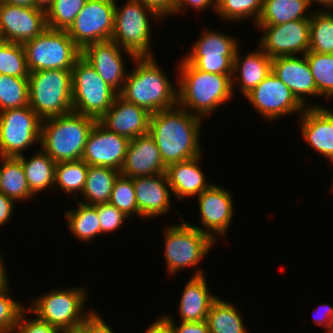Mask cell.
Returning <instances> with one entry per match:
<instances>
[{
  "label": "cell",
  "mask_w": 333,
  "mask_h": 333,
  "mask_svg": "<svg viewBox=\"0 0 333 333\" xmlns=\"http://www.w3.org/2000/svg\"><path fill=\"white\" fill-rule=\"evenodd\" d=\"M202 121V118L178 105L151 114L148 133L154 139L166 167L203 155L199 140Z\"/></svg>",
  "instance_id": "1"
},
{
  "label": "cell",
  "mask_w": 333,
  "mask_h": 333,
  "mask_svg": "<svg viewBox=\"0 0 333 333\" xmlns=\"http://www.w3.org/2000/svg\"><path fill=\"white\" fill-rule=\"evenodd\" d=\"M177 66V105L181 108L204 120L232 99L233 74L204 72L184 58Z\"/></svg>",
  "instance_id": "2"
},
{
  "label": "cell",
  "mask_w": 333,
  "mask_h": 333,
  "mask_svg": "<svg viewBox=\"0 0 333 333\" xmlns=\"http://www.w3.org/2000/svg\"><path fill=\"white\" fill-rule=\"evenodd\" d=\"M133 63L119 93L122 98L151 114L177 106L178 90L154 57L135 58Z\"/></svg>",
  "instance_id": "3"
},
{
  "label": "cell",
  "mask_w": 333,
  "mask_h": 333,
  "mask_svg": "<svg viewBox=\"0 0 333 333\" xmlns=\"http://www.w3.org/2000/svg\"><path fill=\"white\" fill-rule=\"evenodd\" d=\"M96 121L74 111L43 119L39 145L56 163L80 160Z\"/></svg>",
  "instance_id": "4"
},
{
  "label": "cell",
  "mask_w": 333,
  "mask_h": 333,
  "mask_svg": "<svg viewBox=\"0 0 333 333\" xmlns=\"http://www.w3.org/2000/svg\"><path fill=\"white\" fill-rule=\"evenodd\" d=\"M119 6L115 0L114 27L111 40L123 50L132 53L136 58L155 57L150 50L151 19L161 20L155 10L138 0H126Z\"/></svg>",
  "instance_id": "5"
},
{
  "label": "cell",
  "mask_w": 333,
  "mask_h": 333,
  "mask_svg": "<svg viewBox=\"0 0 333 333\" xmlns=\"http://www.w3.org/2000/svg\"><path fill=\"white\" fill-rule=\"evenodd\" d=\"M29 106L43 120L73 111L71 70L29 73Z\"/></svg>",
  "instance_id": "6"
},
{
  "label": "cell",
  "mask_w": 333,
  "mask_h": 333,
  "mask_svg": "<svg viewBox=\"0 0 333 333\" xmlns=\"http://www.w3.org/2000/svg\"><path fill=\"white\" fill-rule=\"evenodd\" d=\"M85 288H58L46 292L30 302V313H34L39 319L46 321L51 326L64 331L78 330L83 322L93 313L84 310L87 302Z\"/></svg>",
  "instance_id": "7"
},
{
  "label": "cell",
  "mask_w": 333,
  "mask_h": 333,
  "mask_svg": "<svg viewBox=\"0 0 333 333\" xmlns=\"http://www.w3.org/2000/svg\"><path fill=\"white\" fill-rule=\"evenodd\" d=\"M180 224L169 225L164 232V255L169 275H176L185 267H197L208 255L216 241L205 232H201L178 214Z\"/></svg>",
  "instance_id": "8"
},
{
  "label": "cell",
  "mask_w": 333,
  "mask_h": 333,
  "mask_svg": "<svg viewBox=\"0 0 333 333\" xmlns=\"http://www.w3.org/2000/svg\"><path fill=\"white\" fill-rule=\"evenodd\" d=\"M73 111L97 121L110 109L118 93L80 56L71 70Z\"/></svg>",
  "instance_id": "9"
},
{
  "label": "cell",
  "mask_w": 333,
  "mask_h": 333,
  "mask_svg": "<svg viewBox=\"0 0 333 333\" xmlns=\"http://www.w3.org/2000/svg\"><path fill=\"white\" fill-rule=\"evenodd\" d=\"M29 73L38 70H72L81 49L67 31L46 28L23 44Z\"/></svg>",
  "instance_id": "10"
},
{
  "label": "cell",
  "mask_w": 333,
  "mask_h": 333,
  "mask_svg": "<svg viewBox=\"0 0 333 333\" xmlns=\"http://www.w3.org/2000/svg\"><path fill=\"white\" fill-rule=\"evenodd\" d=\"M42 119L29 105L0 112V156L18 157L37 142Z\"/></svg>",
  "instance_id": "11"
},
{
  "label": "cell",
  "mask_w": 333,
  "mask_h": 333,
  "mask_svg": "<svg viewBox=\"0 0 333 333\" xmlns=\"http://www.w3.org/2000/svg\"><path fill=\"white\" fill-rule=\"evenodd\" d=\"M239 43L223 32L206 29L183 58L197 69L214 74H233V61Z\"/></svg>",
  "instance_id": "12"
},
{
  "label": "cell",
  "mask_w": 333,
  "mask_h": 333,
  "mask_svg": "<svg viewBox=\"0 0 333 333\" xmlns=\"http://www.w3.org/2000/svg\"><path fill=\"white\" fill-rule=\"evenodd\" d=\"M114 17L115 0H86L67 33L82 50L90 43L111 40Z\"/></svg>",
  "instance_id": "13"
},
{
  "label": "cell",
  "mask_w": 333,
  "mask_h": 333,
  "mask_svg": "<svg viewBox=\"0 0 333 333\" xmlns=\"http://www.w3.org/2000/svg\"><path fill=\"white\" fill-rule=\"evenodd\" d=\"M262 31L258 46L270 58L301 56L310 47V19H301L279 25H256Z\"/></svg>",
  "instance_id": "14"
},
{
  "label": "cell",
  "mask_w": 333,
  "mask_h": 333,
  "mask_svg": "<svg viewBox=\"0 0 333 333\" xmlns=\"http://www.w3.org/2000/svg\"><path fill=\"white\" fill-rule=\"evenodd\" d=\"M245 98L265 121H276L284 115L298 112L301 115L305 109L292 91L273 72Z\"/></svg>",
  "instance_id": "15"
},
{
  "label": "cell",
  "mask_w": 333,
  "mask_h": 333,
  "mask_svg": "<svg viewBox=\"0 0 333 333\" xmlns=\"http://www.w3.org/2000/svg\"><path fill=\"white\" fill-rule=\"evenodd\" d=\"M47 28L45 7L0 4V32L4 41L20 43L34 39Z\"/></svg>",
  "instance_id": "16"
},
{
  "label": "cell",
  "mask_w": 333,
  "mask_h": 333,
  "mask_svg": "<svg viewBox=\"0 0 333 333\" xmlns=\"http://www.w3.org/2000/svg\"><path fill=\"white\" fill-rule=\"evenodd\" d=\"M197 199L202 226H192L210 235L215 241L216 237L226 236L235 213L231 192L225 187L212 184L198 195Z\"/></svg>",
  "instance_id": "17"
},
{
  "label": "cell",
  "mask_w": 333,
  "mask_h": 333,
  "mask_svg": "<svg viewBox=\"0 0 333 333\" xmlns=\"http://www.w3.org/2000/svg\"><path fill=\"white\" fill-rule=\"evenodd\" d=\"M123 51L130 56L132 61L136 58L113 40L90 43L81 50V56L118 94L122 91L128 74V70L125 68L127 65H124Z\"/></svg>",
  "instance_id": "18"
},
{
  "label": "cell",
  "mask_w": 333,
  "mask_h": 333,
  "mask_svg": "<svg viewBox=\"0 0 333 333\" xmlns=\"http://www.w3.org/2000/svg\"><path fill=\"white\" fill-rule=\"evenodd\" d=\"M130 140L107 130L98 121L90 131L82 160L89 166H103L120 171Z\"/></svg>",
  "instance_id": "19"
},
{
  "label": "cell",
  "mask_w": 333,
  "mask_h": 333,
  "mask_svg": "<svg viewBox=\"0 0 333 333\" xmlns=\"http://www.w3.org/2000/svg\"><path fill=\"white\" fill-rule=\"evenodd\" d=\"M272 72L292 91L297 100L306 107H324L319 104L312 106L306 103V96H322L310 71L305 55L277 56L272 58Z\"/></svg>",
  "instance_id": "20"
},
{
  "label": "cell",
  "mask_w": 333,
  "mask_h": 333,
  "mask_svg": "<svg viewBox=\"0 0 333 333\" xmlns=\"http://www.w3.org/2000/svg\"><path fill=\"white\" fill-rule=\"evenodd\" d=\"M150 117L151 113L118 94L110 109L98 122L107 130L132 140L148 134Z\"/></svg>",
  "instance_id": "21"
},
{
  "label": "cell",
  "mask_w": 333,
  "mask_h": 333,
  "mask_svg": "<svg viewBox=\"0 0 333 333\" xmlns=\"http://www.w3.org/2000/svg\"><path fill=\"white\" fill-rule=\"evenodd\" d=\"M138 216L154 219L171 210V187L166 173L134 178ZM166 213V214H165Z\"/></svg>",
  "instance_id": "22"
},
{
  "label": "cell",
  "mask_w": 333,
  "mask_h": 333,
  "mask_svg": "<svg viewBox=\"0 0 333 333\" xmlns=\"http://www.w3.org/2000/svg\"><path fill=\"white\" fill-rule=\"evenodd\" d=\"M165 172L160 151L149 133L130 140L120 175L136 178Z\"/></svg>",
  "instance_id": "23"
},
{
  "label": "cell",
  "mask_w": 333,
  "mask_h": 333,
  "mask_svg": "<svg viewBox=\"0 0 333 333\" xmlns=\"http://www.w3.org/2000/svg\"><path fill=\"white\" fill-rule=\"evenodd\" d=\"M299 116L303 140L330 162L333 159V110L326 106L306 107Z\"/></svg>",
  "instance_id": "24"
},
{
  "label": "cell",
  "mask_w": 333,
  "mask_h": 333,
  "mask_svg": "<svg viewBox=\"0 0 333 333\" xmlns=\"http://www.w3.org/2000/svg\"><path fill=\"white\" fill-rule=\"evenodd\" d=\"M202 269H197L186 286L179 300L180 322H200L206 320L212 303L218 298L208 289L207 278Z\"/></svg>",
  "instance_id": "25"
},
{
  "label": "cell",
  "mask_w": 333,
  "mask_h": 333,
  "mask_svg": "<svg viewBox=\"0 0 333 333\" xmlns=\"http://www.w3.org/2000/svg\"><path fill=\"white\" fill-rule=\"evenodd\" d=\"M239 47L236 50L235 58L233 61V75H232V91L238 83L243 97L250 93L257 87L271 72H272V58L267 56L264 51L258 46L257 50L247 52L246 56L242 57ZM238 80V81H237Z\"/></svg>",
  "instance_id": "26"
},
{
  "label": "cell",
  "mask_w": 333,
  "mask_h": 333,
  "mask_svg": "<svg viewBox=\"0 0 333 333\" xmlns=\"http://www.w3.org/2000/svg\"><path fill=\"white\" fill-rule=\"evenodd\" d=\"M201 157L203 156L172 163L166 167L165 173L171 191L178 200L198 196L213 184L206 181L204 171L199 166V162L202 161Z\"/></svg>",
  "instance_id": "27"
},
{
  "label": "cell",
  "mask_w": 333,
  "mask_h": 333,
  "mask_svg": "<svg viewBox=\"0 0 333 333\" xmlns=\"http://www.w3.org/2000/svg\"><path fill=\"white\" fill-rule=\"evenodd\" d=\"M33 154L29 157V160L24 156L25 154L18 156V158L24 168L30 191L34 196H37L40 194L39 192L54 187L57 163L42 149Z\"/></svg>",
  "instance_id": "28"
},
{
  "label": "cell",
  "mask_w": 333,
  "mask_h": 333,
  "mask_svg": "<svg viewBox=\"0 0 333 333\" xmlns=\"http://www.w3.org/2000/svg\"><path fill=\"white\" fill-rule=\"evenodd\" d=\"M0 191L14 202L33 199L25 171L18 157L0 156Z\"/></svg>",
  "instance_id": "29"
},
{
  "label": "cell",
  "mask_w": 333,
  "mask_h": 333,
  "mask_svg": "<svg viewBox=\"0 0 333 333\" xmlns=\"http://www.w3.org/2000/svg\"><path fill=\"white\" fill-rule=\"evenodd\" d=\"M307 0H263L256 25H279L290 21L310 19ZM308 14V15H307Z\"/></svg>",
  "instance_id": "30"
},
{
  "label": "cell",
  "mask_w": 333,
  "mask_h": 333,
  "mask_svg": "<svg viewBox=\"0 0 333 333\" xmlns=\"http://www.w3.org/2000/svg\"><path fill=\"white\" fill-rule=\"evenodd\" d=\"M119 175L120 171L112 168L89 166L81 196L85 199L78 201L90 206L109 203L114 182Z\"/></svg>",
  "instance_id": "31"
},
{
  "label": "cell",
  "mask_w": 333,
  "mask_h": 333,
  "mask_svg": "<svg viewBox=\"0 0 333 333\" xmlns=\"http://www.w3.org/2000/svg\"><path fill=\"white\" fill-rule=\"evenodd\" d=\"M217 298L211 305L206 322L210 333H248L238 308Z\"/></svg>",
  "instance_id": "32"
},
{
  "label": "cell",
  "mask_w": 333,
  "mask_h": 333,
  "mask_svg": "<svg viewBox=\"0 0 333 333\" xmlns=\"http://www.w3.org/2000/svg\"><path fill=\"white\" fill-rule=\"evenodd\" d=\"M77 209L67 210L65 218L67 227L71 234L78 240L84 242L93 241L97 235H100V221L97 209L94 206L85 205L80 202Z\"/></svg>",
  "instance_id": "33"
},
{
  "label": "cell",
  "mask_w": 333,
  "mask_h": 333,
  "mask_svg": "<svg viewBox=\"0 0 333 333\" xmlns=\"http://www.w3.org/2000/svg\"><path fill=\"white\" fill-rule=\"evenodd\" d=\"M326 10L311 12L309 51L333 54V11Z\"/></svg>",
  "instance_id": "34"
},
{
  "label": "cell",
  "mask_w": 333,
  "mask_h": 333,
  "mask_svg": "<svg viewBox=\"0 0 333 333\" xmlns=\"http://www.w3.org/2000/svg\"><path fill=\"white\" fill-rule=\"evenodd\" d=\"M89 165L82 159L58 162L55 167L54 188L67 194L81 193L84 189ZM60 187V188H59Z\"/></svg>",
  "instance_id": "35"
},
{
  "label": "cell",
  "mask_w": 333,
  "mask_h": 333,
  "mask_svg": "<svg viewBox=\"0 0 333 333\" xmlns=\"http://www.w3.org/2000/svg\"><path fill=\"white\" fill-rule=\"evenodd\" d=\"M86 0H44L47 27L67 31Z\"/></svg>",
  "instance_id": "36"
},
{
  "label": "cell",
  "mask_w": 333,
  "mask_h": 333,
  "mask_svg": "<svg viewBox=\"0 0 333 333\" xmlns=\"http://www.w3.org/2000/svg\"><path fill=\"white\" fill-rule=\"evenodd\" d=\"M305 56L318 93L326 101L333 99V54L308 51Z\"/></svg>",
  "instance_id": "37"
},
{
  "label": "cell",
  "mask_w": 333,
  "mask_h": 333,
  "mask_svg": "<svg viewBox=\"0 0 333 333\" xmlns=\"http://www.w3.org/2000/svg\"><path fill=\"white\" fill-rule=\"evenodd\" d=\"M29 105L28 78L0 74V112Z\"/></svg>",
  "instance_id": "38"
},
{
  "label": "cell",
  "mask_w": 333,
  "mask_h": 333,
  "mask_svg": "<svg viewBox=\"0 0 333 333\" xmlns=\"http://www.w3.org/2000/svg\"><path fill=\"white\" fill-rule=\"evenodd\" d=\"M263 0H216L215 13L226 21L240 22L253 18L254 24L260 17Z\"/></svg>",
  "instance_id": "39"
},
{
  "label": "cell",
  "mask_w": 333,
  "mask_h": 333,
  "mask_svg": "<svg viewBox=\"0 0 333 333\" xmlns=\"http://www.w3.org/2000/svg\"><path fill=\"white\" fill-rule=\"evenodd\" d=\"M0 74L28 78L25 50L22 44L0 42Z\"/></svg>",
  "instance_id": "40"
},
{
  "label": "cell",
  "mask_w": 333,
  "mask_h": 333,
  "mask_svg": "<svg viewBox=\"0 0 333 333\" xmlns=\"http://www.w3.org/2000/svg\"><path fill=\"white\" fill-rule=\"evenodd\" d=\"M109 203L128 217L138 216L134 178L119 175L114 182Z\"/></svg>",
  "instance_id": "41"
},
{
  "label": "cell",
  "mask_w": 333,
  "mask_h": 333,
  "mask_svg": "<svg viewBox=\"0 0 333 333\" xmlns=\"http://www.w3.org/2000/svg\"><path fill=\"white\" fill-rule=\"evenodd\" d=\"M10 289L0 291V333H13L21 312L26 308L11 297Z\"/></svg>",
  "instance_id": "42"
},
{
  "label": "cell",
  "mask_w": 333,
  "mask_h": 333,
  "mask_svg": "<svg viewBox=\"0 0 333 333\" xmlns=\"http://www.w3.org/2000/svg\"><path fill=\"white\" fill-rule=\"evenodd\" d=\"M94 207L97 209L100 221V235L117 231L121 228V225H124L125 220L130 218L110 203L99 204Z\"/></svg>",
  "instance_id": "43"
},
{
  "label": "cell",
  "mask_w": 333,
  "mask_h": 333,
  "mask_svg": "<svg viewBox=\"0 0 333 333\" xmlns=\"http://www.w3.org/2000/svg\"><path fill=\"white\" fill-rule=\"evenodd\" d=\"M28 312L27 307L21 312L13 333H63L61 329L51 326L36 315L34 319H28Z\"/></svg>",
  "instance_id": "44"
},
{
  "label": "cell",
  "mask_w": 333,
  "mask_h": 333,
  "mask_svg": "<svg viewBox=\"0 0 333 333\" xmlns=\"http://www.w3.org/2000/svg\"><path fill=\"white\" fill-rule=\"evenodd\" d=\"M82 333H114L108 323L104 321V318L96 311L83 322L79 327Z\"/></svg>",
  "instance_id": "45"
},
{
  "label": "cell",
  "mask_w": 333,
  "mask_h": 333,
  "mask_svg": "<svg viewBox=\"0 0 333 333\" xmlns=\"http://www.w3.org/2000/svg\"><path fill=\"white\" fill-rule=\"evenodd\" d=\"M165 316L170 320L173 333H210L206 320L200 322H179L177 325L172 316Z\"/></svg>",
  "instance_id": "46"
},
{
  "label": "cell",
  "mask_w": 333,
  "mask_h": 333,
  "mask_svg": "<svg viewBox=\"0 0 333 333\" xmlns=\"http://www.w3.org/2000/svg\"><path fill=\"white\" fill-rule=\"evenodd\" d=\"M185 6L192 7L196 11H205L208 8L216 9V0H177L173 15L186 11Z\"/></svg>",
  "instance_id": "47"
},
{
  "label": "cell",
  "mask_w": 333,
  "mask_h": 333,
  "mask_svg": "<svg viewBox=\"0 0 333 333\" xmlns=\"http://www.w3.org/2000/svg\"><path fill=\"white\" fill-rule=\"evenodd\" d=\"M148 7L152 8L155 10L160 16L165 18L169 15L173 16V11L176 6V1L177 0H138Z\"/></svg>",
  "instance_id": "48"
},
{
  "label": "cell",
  "mask_w": 333,
  "mask_h": 333,
  "mask_svg": "<svg viewBox=\"0 0 333 333\" xmlns=\"http://www.w3.org/2000/svg\"><path fill=\"white\" fill-rule=\"evenodd\" d=\"M315 309L317 312L314 314H316L317 316L313 315V322L316 325L325 328L333 327V306L324 303L322 305H319V307H316Z\"/></svg>",
  "instance_id": "49"
},
{
  "label": "cell",
  "mask_w": 333,
  "mask_h": 333,
  "mask_svg": "<svg viewBox=\"0 0 333 333\" xmlns=\"http://www.w3.org/2000/svg\"><path fill=\"white\" fill-rule=\"evenodd\" d=\"M16 203L0 191V227L10 222Z\"/></svg>",
  "instance_id": "50"
},
{
  "label": "cell",
  "mask_w": 333,
  "mask_h": 333,
  "mask_svg": "<svg viewBox=\"0 0 333 333\" xmlns=\"http://www.w3.org/2000/svg\"><path fill=\"white\" fill-rule=\"evenodd\" d=\"M146 333H173V327L170 320L162 315L151 323L146 329Z\"/></svg>",
  "instance_id": "51"
},
{
  "label": "cell",
  "mask_w": 333,
  "mask_h": 333,
  "mask_svg": "<svg viewBox=\"0 0 333 333\" xmlns=\"http://www.w3.org/2000/svg\"><path fill=\"white\" fill-rule=\"evenodd\" d=\"M4 258L0 251V291H5L9 288V281L6 273V266L4 265Z\"/></svg>",
  "instance_id": "52"
},
{
  "label": "cell",
  "mask_w": 333,
  "mask_h": 333,
  "mask_svg": "<svg viewBox=\"0 0 333 333\" xmlns=\"http://www.w3.org/2000/svg\"><path fill=\"white\" fill-rule=\"evenodd\" d=\"M4 2L22 7H45L43 0H4Z\"/></svg>",
  "instance_id": "53"
},
{
  "label": "cell",
  "mask_w": 333,
  "mask_h": 333,
  "mask_svg": "<svg viewBox=\"0 0 333 333\" xmlns=\"http://www.w3.org/2000/svg\"><path fill=\"white\" fill-rule=\"evenodd\" d=\"M307 1L310 7L312 6L313 3L317 4L319 3L323 7L328 8L329 10L333 9V0H307Z\"/></svg>",
  "instance_id": "54"
},
{
  "label": "cell",
  "mask_w": 333,
  "mask_h": 333,
  "mask_svg": "<svg viewBox=\"0 0 333 333\" xmlns=\"http://www.w3.org/2000/svg\"><path fill=\"white\" fill-rule=\"evenodd\" d=\"M63 333H82L79 329L73 331H64Z\"/></svg>",
  "instance_id": "55"
},
{
  "label": "cell",
  "mask_w": 333,
  "mask_h": 333,
  "mask_svg": "<svg viewBox=\"0 0 333 333\" xmlns=\"http://www.w3.org/2000/svg\"><path fill=\"white\" fill-rule=\"evenodd\" d=\"M324 333H333V327L327 328Z\"/></svg>",
  "instance_id": "56"
},
{
  "label": "cell",
  "mask_w": 333,
  "mask_h": 333,
  "mask_svg": "<svg viewBox=\"0 0 333 333\" xmlns=\"http://www.w3.org/2000/svg\"><path fill=\"white\" fill-rule=\"evenodd\" d=\"M3 40V38H2V35H1V32H0V42Z\"/></svg>",
  "instance_id": "57"
}]
</instances>
